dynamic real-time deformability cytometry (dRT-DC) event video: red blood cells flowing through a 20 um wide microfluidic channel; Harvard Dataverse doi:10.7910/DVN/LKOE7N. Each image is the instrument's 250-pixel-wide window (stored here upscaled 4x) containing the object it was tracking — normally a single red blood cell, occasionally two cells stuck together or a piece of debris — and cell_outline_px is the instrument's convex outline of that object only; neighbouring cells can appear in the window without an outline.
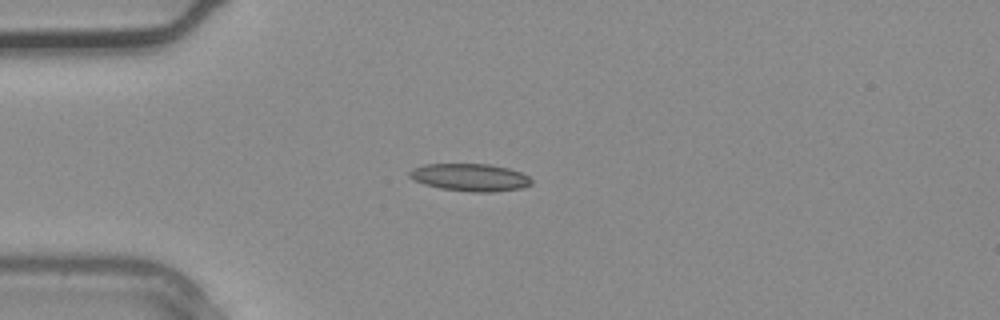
{"species": "common noctule bat (a hibernating species)", "species_latin": "Nyctalus noctula", "temperature_condition": "warm", "stored_images_in_passage": 28, "camera_frame_rate_fps": 3000, "um_per_image_px": 0.085, "animal": {"sex": "male", "body_mass_g": 20.4}, "frame": {"image": 1, "passage_image": 1, "time_ms": 0.0, "image_size_px": [1000, 320], "cell_outline_px": [[532, 184], [520, 188], [492, 192], [472, 192], [440, 188], [424, 184], [408, 176], [408, 172], [412, 168], [424, 164], [488, 164], [508, 168], [520, 172], [528, 176], [532, 180]], "centroid_in_image_um": [39.94, 15.07], "position_along_channel_um": 45.1, "area_um2": 19.48}}
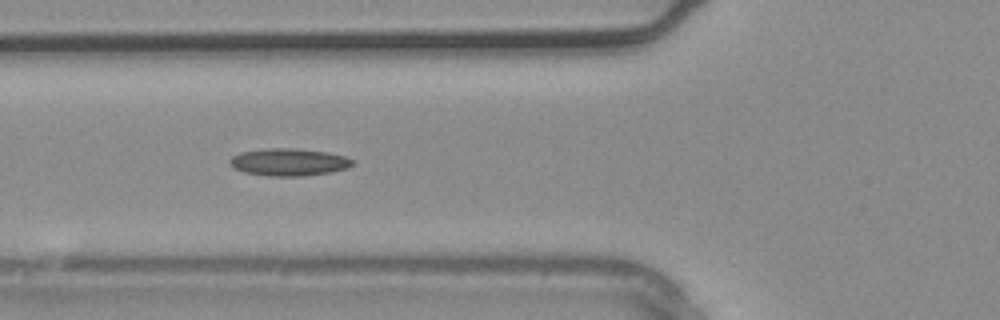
{"frame": {"image": 2, "passage_image": 5, "time_ms": 1.333, "image_size_px": [1000, 320], "cell_outline_px": [[352, 164], [348, 168], [328, 172], [304, 176], [268, 176], [244, 172], [228, 164], [228, 160], [232, 156], [240, 152], [268, 148], [296, 148], [328, 152], [344, 156], [352, 160]], "centroid_in_image_um": [24.51, 13.77], "position_along_channel_um": 101.3, "area_um2": 19.54}}